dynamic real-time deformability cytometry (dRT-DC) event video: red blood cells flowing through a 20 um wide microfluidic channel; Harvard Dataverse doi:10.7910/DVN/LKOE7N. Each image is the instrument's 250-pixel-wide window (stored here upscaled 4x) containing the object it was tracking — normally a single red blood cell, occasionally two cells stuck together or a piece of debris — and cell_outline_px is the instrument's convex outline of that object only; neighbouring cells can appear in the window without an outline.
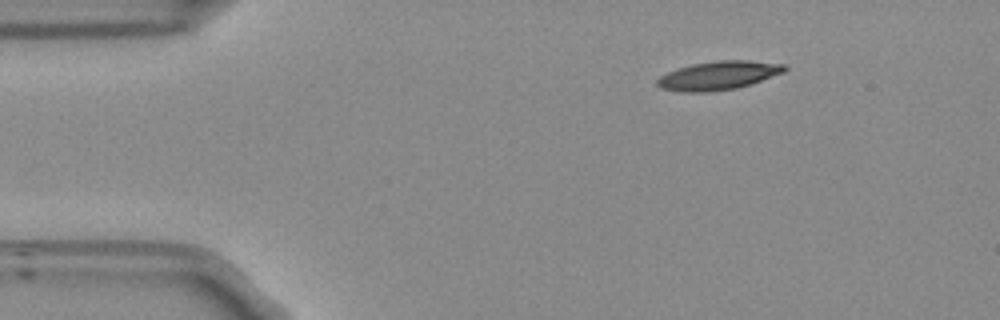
{"species": "Egyptian fruit bat (a non-hibernating species)", "species_latin": "Rousettus aegyptiacus", "temperature_condition": "room temperature", "stored_images_in_passage": 47, "camera_frame_rate_fps": 3000, "um_per_image_px": 0.085, "frame": {"image": 1, "passage_image": 1, "time_ms": 0.0, "image_size_px": [1000, 320], "cell_outline_px": [[788, 68], [784, 72], [736, 88], [708, 92], [680, 92], [660, 88], [656, 84], [656, 80], [660, 76], [676, 68], [692, 64], [716, 60], [748, 60], [784, 64]], "centroid_in_image_um": [61.01, 6.41], "position_along_channel_um": 24.0, "area_um2": 21.21}}
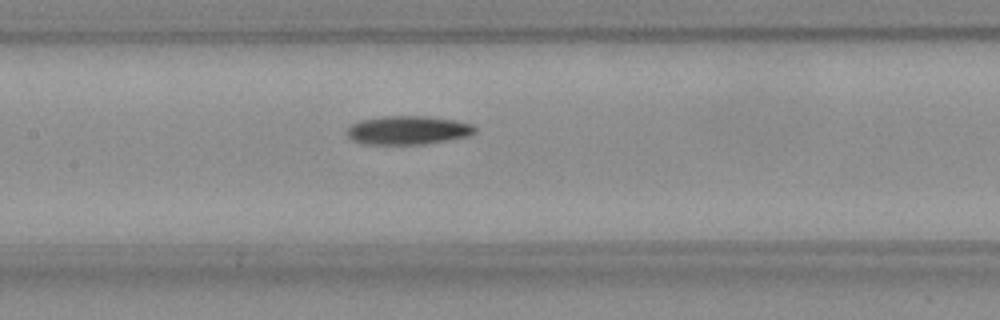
{"frame": {"image": 2, "passage_image": 18, "time_ms": 5.667, "image_size_px": [1000, 320], "cell_outline_px": [[476, 132], [468, 136], [424, 144], [364, 144], [352, 140], [344, 132], [352, 124], [360, 120], [380, 116], [428, 116], [456, 120], [472, 124], [476, 128]], "centroid_in_image_um": [34.65, 11.06], "position_along_channel_um": 172.7, "area_um2": 21.5}}
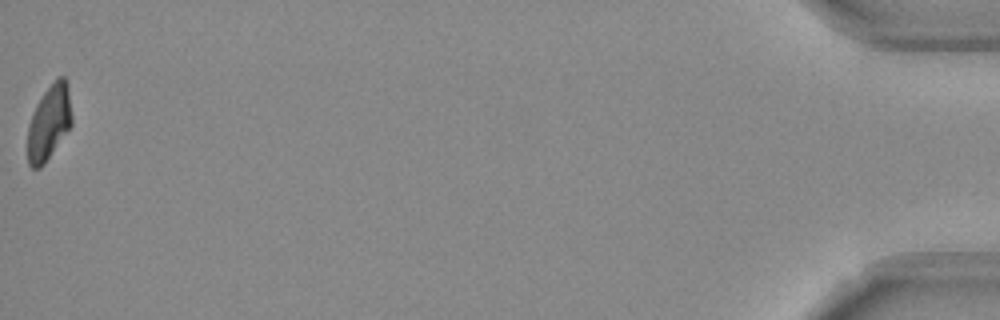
{"frame": {"image": 3, "passage_image": 47, "time_ms": 15.333, "image_size_px": [1000, 320], "cell_outline_px": [[72, 124], [44, 164], [40, 168], [32, 168], [28, 164], [28, 128], [32, 112], [36, 104], [44, 92], [56, 76], [64, 76], [68, 84], [72, 116]], "centroid_in_image_um": [4.17, 10.37], "position_along_channel_um": 431.0, "area_um2": 19.31}, "authors_computed_cell_mechanics": {"area_um2": 21.0392, "velocity_mm_per_s": 3.7526, "shape_relaxation_time_tau1_ms": 7.403, "shape_relaxation_time_tau2_ms": null, "deformation_change_tau1": 0.2151, "deformation_change_tau2": null}}